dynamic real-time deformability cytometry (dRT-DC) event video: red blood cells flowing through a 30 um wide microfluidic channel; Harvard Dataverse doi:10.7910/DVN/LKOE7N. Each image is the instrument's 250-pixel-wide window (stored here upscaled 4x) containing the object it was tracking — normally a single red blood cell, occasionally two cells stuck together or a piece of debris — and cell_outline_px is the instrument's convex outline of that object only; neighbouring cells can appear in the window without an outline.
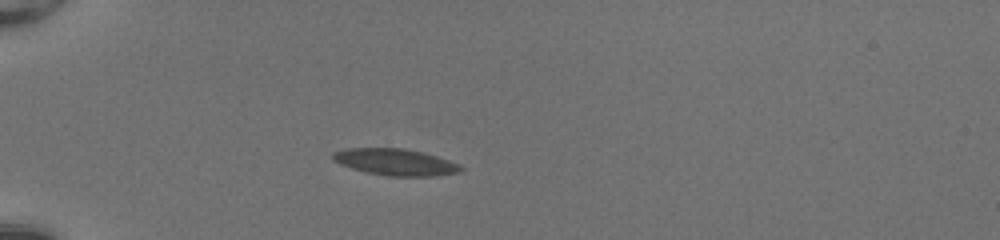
{"species": "common noctule bat (a hibernating species)", "species_latin": "Nyctalus noctula", "temperature_condition": "room temperature", "stored_images_in_passage": 35, "camera_frame_rate_fps": 3000, "um_per_image_px": 0.085, "animal": {"sex": "female", "body_mass_g": 20.0, "forearm_length_mm": 54.0}, "frame": {"image": 1, "passage_image": 1, "time_ms": 0.0, "image_size_px": [1000, 240], "cell_outline_px": [[464, 168], [460, 172], [436, 176], [388, 176], [368, 172], [352, 168], [340, 164], [332, 160], [332, 152], [344, 148], [404, 148], [436, 156], [460, 164]], "centroid_in_image_um": [33.59, 13.77], "position_along_channel_um": 51.4, "area_um2": 19.83}}
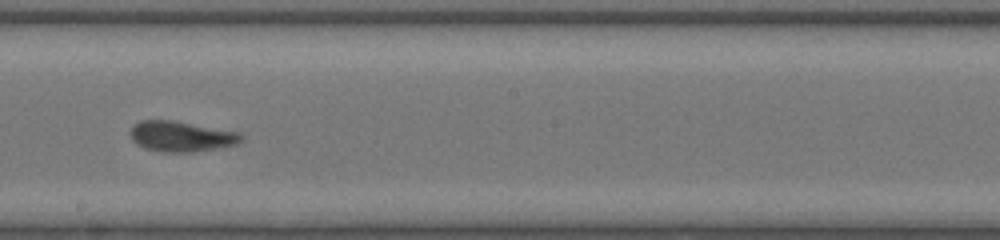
{"frame": {"image": 2, "passage_image": 16, "time_ms": 5.0, "image_size_px": [1000, 240], "cell_outline_px": [[244, 140], [236, 144], [216, 148], [192, 152], [164, 152], [144, 148], [136, 144], [132, 140], [128, 132], [132, 124], [140, 120], [172, 120], [240, 132], [244, 136]], "centroid_in_image_um": [15.37, 11.58], "position_along_channel_um": 232.8, "area_um2": 19.94}}
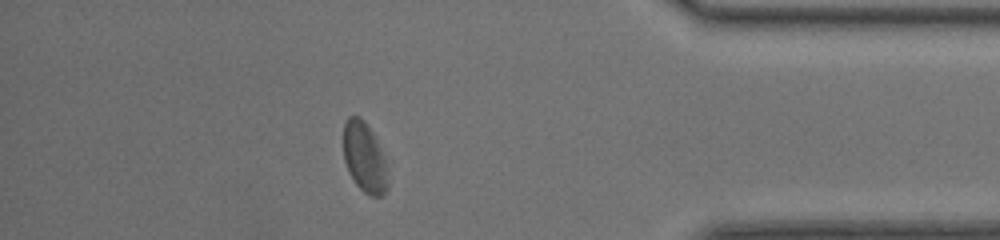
{"frame": {"image": 3, "passage_image": 30, "time_ms": 9.667, "image_size_px": [1000, 240], "cell_outline_px": [[388, 188], [380, 196], [372, 196], [364, 192], [356, 184], [348, 172], [344, 160], [344, 120], [348, 116], [360, 116], [364, 120], [372, 132], [384, 156], [388, 184]], "centroid_in_image_um": [30.96, 13.36], "position_along_channel_um": 404.2, "area_um2": 18.03}, "authors_computed_cell_mechanics": {"area_um2": 19.8254, "velocity_mm_per_s": 4.2141, "shape_relaxation_time_tau1_ms": 5.6298, "shape_relaxation_time_tau2_ms": 1.9455, "deformation_change_tau1": 0.1364, "deformation_change_tau2": 0.0813}}